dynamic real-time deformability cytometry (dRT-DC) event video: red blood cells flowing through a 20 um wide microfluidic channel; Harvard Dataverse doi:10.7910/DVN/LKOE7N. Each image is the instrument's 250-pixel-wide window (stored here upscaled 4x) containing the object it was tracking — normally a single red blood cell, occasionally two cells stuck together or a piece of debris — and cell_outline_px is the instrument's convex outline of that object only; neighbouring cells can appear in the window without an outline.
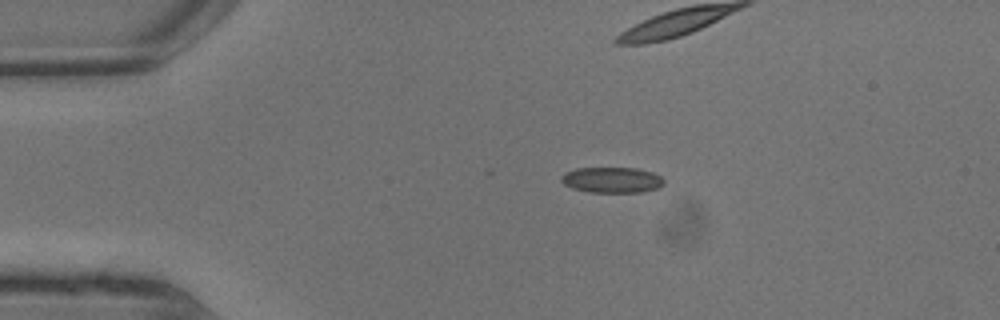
{"species": "common noctule bat (a hibernating species)", "species_latin": "Nyctalus noctula", "temperature_condition": "warm", "stored_images_in_passage": 3, "camera_frame_rate_fps": 3000, "um_per_image_px": 0.085, "animal": {"sex": "male", "body_mass_g": 13.3}, "frame": {"image": 1, "passage_image": 1, "time_ms": 0.0, "image_size_px": [1000, 320], "cell_outline_px": [[664, 184], [660, 188], [644, 192], [588, 192], [572, 188], [564, 184], [560, 180], [560, 176], [564, 172], [576, 168], [636, 168], [652, 172], [660, 176], [664, 180]], "centroid_in_image_um": [52.01, 15.3], "position_along_channel_um": 33.0, "area_um2": 15.55}}